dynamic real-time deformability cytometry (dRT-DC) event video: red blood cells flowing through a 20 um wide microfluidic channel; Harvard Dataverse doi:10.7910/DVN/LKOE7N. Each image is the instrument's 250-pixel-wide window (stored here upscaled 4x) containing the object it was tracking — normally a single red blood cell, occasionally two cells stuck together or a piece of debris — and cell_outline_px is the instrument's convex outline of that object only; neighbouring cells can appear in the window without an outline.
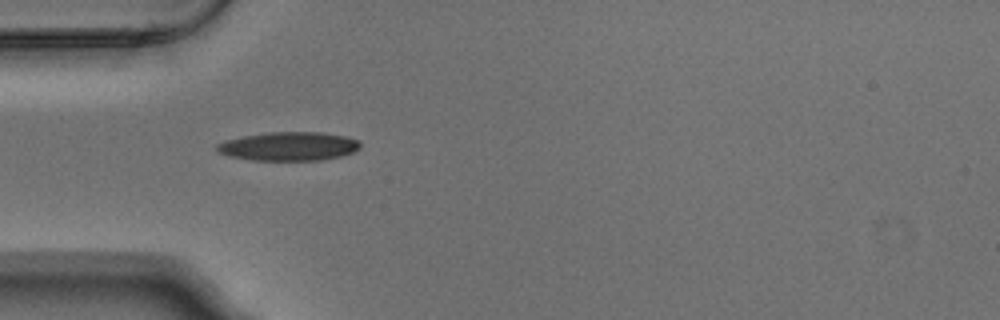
{"species": "Egyptian fruit bat (a non-hibernating species)", "species_latin": "Rousettus aegyptiacus", "temperature_condition": "warm", "stored_images_in_passage": 4, "camera_frame_rate_fps": 3000, "um_per_image_px": 0.085, "animal": {"sex": "male"}, "frame": {"image": 1, "passage_image": 1, "time_ms": 0.0, "image_size_px": [1000, 320], "cell_outline_px": [[360, 148], [352, 152], [340, 156], [320, 160], [252, 160], [228, 156], [216, 152], [216, 144], [224, 140], [244, 136], [268, 132], [324, 132], [344, 136], [360, 140]], "centroid_in_image_um": [24.52, 12.43], "position_along_channel_um": 60.5, "area_um2": 24.1}}
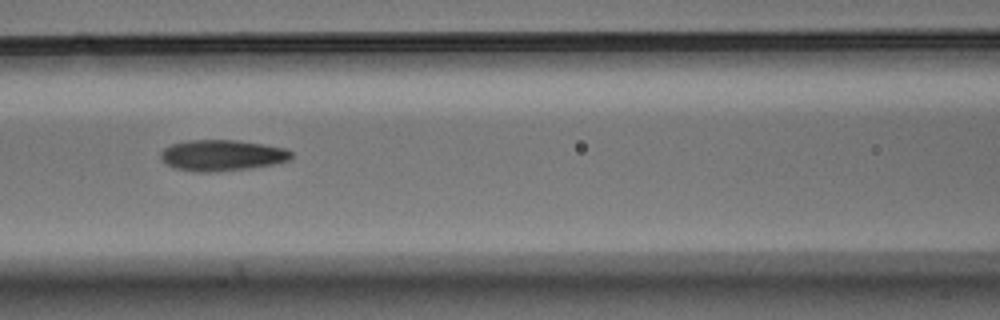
{"frame": {"image": 2, "passage_image": 3, "time_ms": 0.667, "image_size_px": [1000, 320], "cell_outline_px": [[292, 156], [288, 160], [272, 164], [252, 168], [216, 172], [196, 172], [172, 168], [160, 160], [160, 152], [164, 148], [172, 144], [188, 140], [236, 140], [264, 144], [284, 148], [292, 152]], "centroid_in_image_um": [18.82, 13.21], "position_along_channel_um": 147.8, "area_um2": 23.81}}
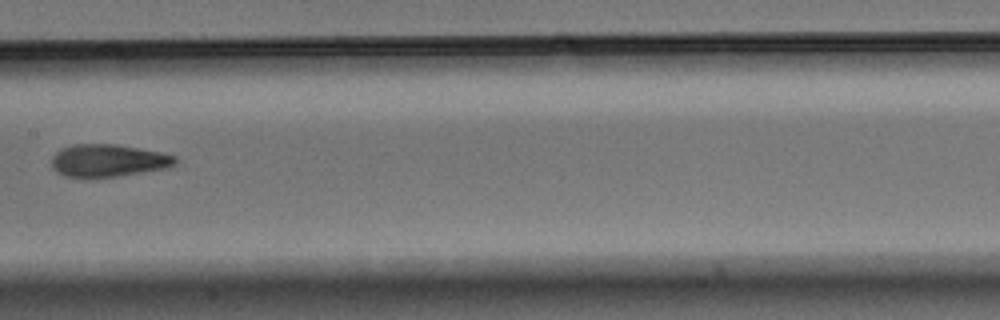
{"frame": {"image": 3, "passage_image": 4, "time_ms": 1.0, "image_size_px": [1000, 320], "cell_outline_px": [[176, 164], [164, 168], [116, 176], [64, 176], [56, 172], [52, 168], [52, 156], [60, 148], [76, 144], [116, 144], [160, 152], [176, 156]], "centroid_in_image_um": [9.16, 13.62], "position_along_channel_um": 198.2, "area_um2": 23.0}}